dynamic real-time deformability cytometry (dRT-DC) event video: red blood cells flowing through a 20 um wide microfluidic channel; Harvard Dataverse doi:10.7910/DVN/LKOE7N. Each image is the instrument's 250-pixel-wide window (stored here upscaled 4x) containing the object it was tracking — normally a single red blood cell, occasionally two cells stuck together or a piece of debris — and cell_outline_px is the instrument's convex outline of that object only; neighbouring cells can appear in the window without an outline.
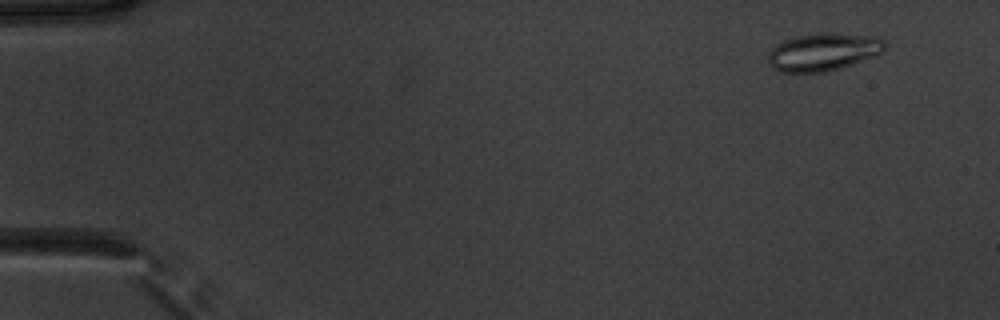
{"species": "common noctule bat (a hibernating species)", "species_latin": "Nyctalus noctula", "temperature_condition": "warm", "stored_images_in_passage": 53, "camera_frame_rate_fps": 3000, "um_per_image_px": 0.085, "animal": {"sex": "male", "body_mass_g": 20.1, "forearm_length_mm": 53.5}, "frame": {"image": 1, "passage_image": 5, "time_ms": 1.333, "image_size_px": [1000, 320], "cell_outline_px": [[888, 44], [884, 52], [876, 56], [840, 68], [824, 72], [780, 72], [772, 68], [768, 64], [768, 52], [776, 44], [784, 40], [796, 36], [820, 32], [836, 32], [872, 36], [884, 40]], "centroid_in_image_um": [69.99, 4.4], "position_along_channel_um": 15.0, "area_um2": 26.13}}
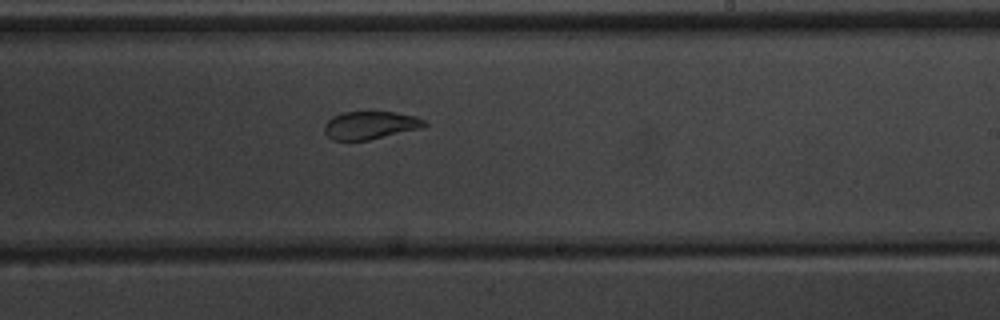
{"frame": {"image": 2, "passage_image": 33, "time_ms": 10.667, "image_size_px": [1000, 320], "cell_outline_px": [[428, 124], [424, 128], [368, 140], [332, 140], [324, 132], [324, 124], [332, 116], [344, 112], [396, 112], [416, 116], [424, 120]], "centroid_in_image_um": [31.49, 10.64], "position_along_channel_um": 257.5, "area_um2": 16.42}}
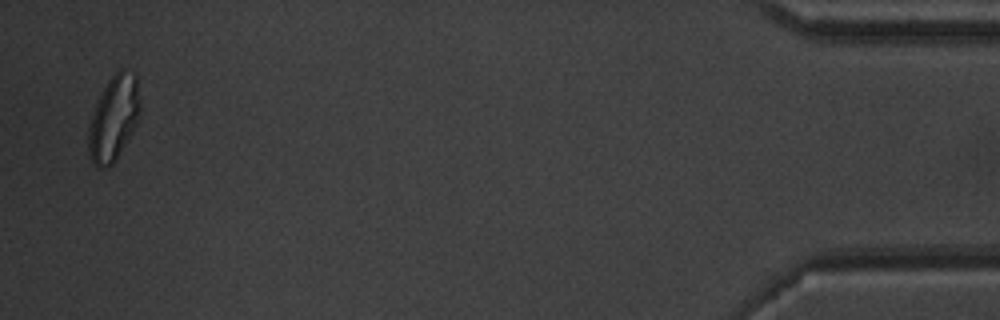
{"frame": {"image": 3, "passage_image": 52, "time_ms": 17.0, "image_size_px": [1000, 320], "cell_outline_px": [[140, 116], [132, 132], [116, 160], [108, 168], [96, 168], [92, 164], [88, 156], [88, 128], [96, 104], [108, 80], [120, 68], [124, 68], [136, 76], [140, 100]], "centroid_in_image_um": [9.66, 10.1], "position_along_channel_um": 425.5, "area_um2": 25.66}, "authors_computed_cell_mechanics": {"area_um2": 21.386, "velocity_mm_per_s": 3.9092, "shape_relaxation_time_tau1_ms": 7.2169, "shape_relaxation_time_tau2_ms": 0.6436, "deformation_change_tau1": 0.1768, "deformation_change_tau2": 0.0604}}